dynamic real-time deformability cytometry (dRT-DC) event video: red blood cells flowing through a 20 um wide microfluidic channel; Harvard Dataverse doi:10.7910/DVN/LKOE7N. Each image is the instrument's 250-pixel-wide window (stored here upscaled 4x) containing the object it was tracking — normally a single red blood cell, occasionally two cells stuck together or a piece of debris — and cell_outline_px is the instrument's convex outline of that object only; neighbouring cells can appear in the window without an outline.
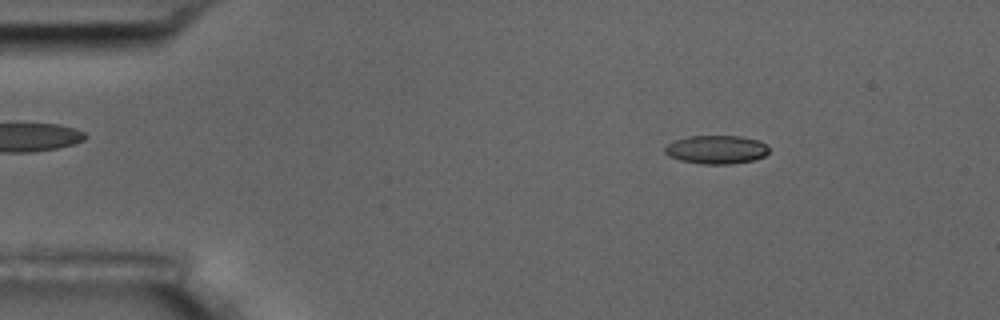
{"species": "common noctule bat (a hibernating species)", "species_latin": "Nyctalus noctula", "temperature_condition": "room temperature", "stored_images_in_passage": 56, "camera_frame_rate_fps": 3000, "um_per_image_px": 0.085, "animal": {"sex": "male", "body_mass_g": 17.5, "forearm_length_mm": 52.3}, "frame": {"image": 1, "passage_image": 8, "time_ms": 2.333, "image_size_px": [1000, 320], "cell_outline_px": [[768, 152], [764, 156], [752, 160], [732, 164], [700, 164], [680, 160], [668, 156], [664, 152], [664, 148], [672, 140], [688, 136], [740, 136], [760, 140], [768, 148]], "centroid_in_image_um": [60.85, 12.71], "position_along_channel_um": 24.1, "area_um2": 17.4}}
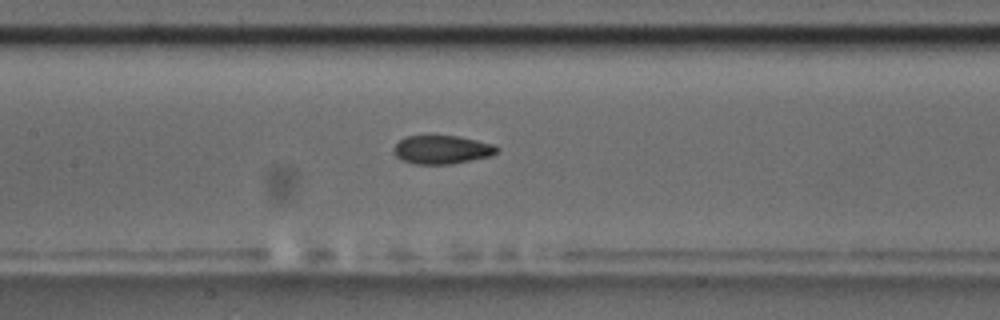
{"frame": {"image": 2, "passage_image": 26, "time_ms": 8.333, "image_size_px": [1000, 320], "cell_outline_px": [[500, 148], [496, 152], [488, 156], [452, 164], [416, 164], [400, 160], [392, 152], [392, 148], [400, 140], [408, 136], [428, 132], [432, 132], [460, 136], [492, 144]], "centroid_in_image_um": [37.48, 12.66], "position_along_channel_um": 169.9, "area_um2": 17.86}}
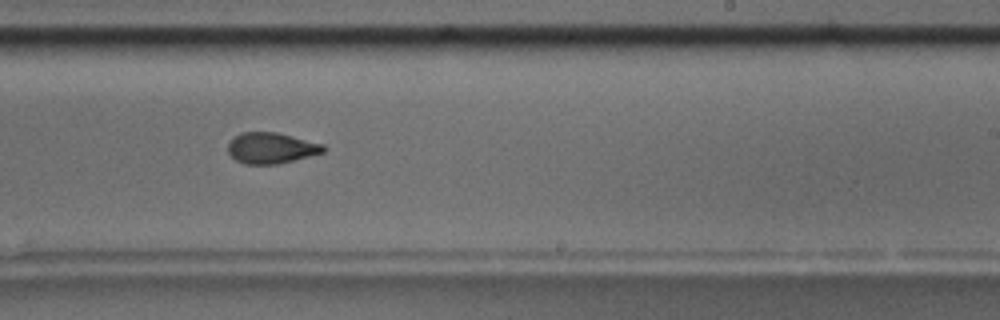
{"frame": {"image": 3, "passage_image": 34, "time_ms": 11.0, "image_size_px": [1000, 320], "cell_outline_px": [[328, 148], [324, 152], [276, 164], [244, 164], [236, 160], [228, 152], [228, 140], [240, 132], [276, 132], [324, 144]], "centroid_in_image_um": [23.03, 12.57], "position_along_channel_um": 266.0, "area_um2": 17.22}, "authors_computed_cell_mechanics": {"area_um2": 17.5423, "velocity_mm_per_s": 3.6193, "shape_relaxation_time_tau1_ms": 5.1646, "shape_relaxation_time_tau2_ms": 2.5529, "deformation_change_tau1": 0.1691, "deformation_change_tau2": 0.0935}}